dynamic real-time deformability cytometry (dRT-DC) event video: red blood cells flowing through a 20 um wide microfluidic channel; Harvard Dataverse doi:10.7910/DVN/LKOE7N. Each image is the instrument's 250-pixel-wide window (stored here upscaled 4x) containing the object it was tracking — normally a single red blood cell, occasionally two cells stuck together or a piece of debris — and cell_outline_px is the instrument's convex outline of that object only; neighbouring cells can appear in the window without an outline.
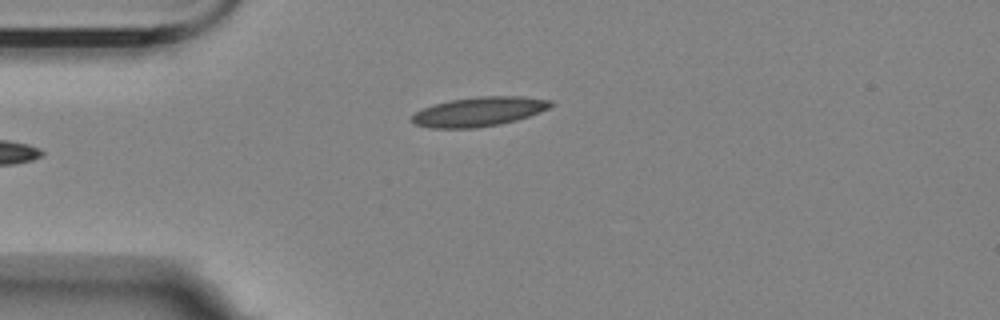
{"species": "Egyptian fruit bat (a non-hibernating species)", "species_latin": "Rousettus aegyptiacus", "temperature_condition": "room temperature", "stored_images_in_passage": 36, "camera_frame_rate_fps": 3000, "um_per_image_px": 0.085, "animal": {"sex": "female"}, "frame": {"image": 1, "passage_image": 1, "time_ms": 0.0, "image_size_px": [1000, 320], "cell_outline_px": [[556, 104], [540, 112], [516, 120], [500, 124], [476, 128], [428, 128], [412, 124], [408, 120], [416, 112], [432, 104], [452, 100], [480, 96], [520, 96], [552, 100]], "centroid_in_image_um": [40.69, 9.49], "position_along_channel_um": 44.3, "area_um2": 23.93}}
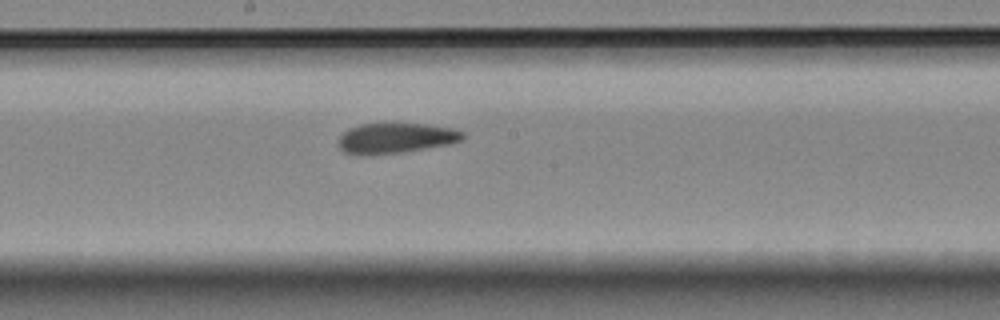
{"frame": {"image": 2, "passage_image": 17, "time_ms": 5.333, "image_size_px": [1000, 320], "cell_outline_px": [[464, 140], [448, 144], [404, 152], [372, 156], [360, 156], [344, 152], [336, 144], [340, 136], [348, 128], [360, 124], [424, 124], [452, 128], [464, 132]], "centroid_in_image_um": [33.59, 11.76], "position_along_channel_um": 214.6, "area_um2": 22.25}}
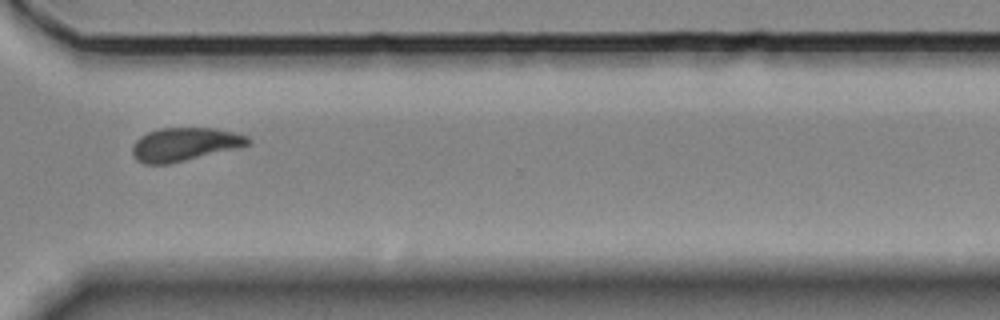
{"frame": {"image": 3, "passage_image": 29, "time_ms": 9.333, "image_size_px": [1000, 320], "cell_outline_px": [[252, 144], [240, 148], [168, 164], [144, 164], [136, 160], [132, 152], [132, 148], [136, 140], [140, 136], [148, 132], [160, 128], [216, 128], [248, 136], [252, 140]], "centroid_in_image_um": [15.73, 12.27], "position_along_channel_um": 354.9, "area_um2": 22.66}, "authors_computed_cell_mechanics": {"area_um2": 22.3397, "velocity_mm_per_s": 3.5052, "shape_relaxation_time_tau1_ms": 11.2677, "shape_relaxation_time_tau2_ms": 3.2614, "deformation_change_tau1": 0.2296, "deformation_change_tau2": 0.084}}